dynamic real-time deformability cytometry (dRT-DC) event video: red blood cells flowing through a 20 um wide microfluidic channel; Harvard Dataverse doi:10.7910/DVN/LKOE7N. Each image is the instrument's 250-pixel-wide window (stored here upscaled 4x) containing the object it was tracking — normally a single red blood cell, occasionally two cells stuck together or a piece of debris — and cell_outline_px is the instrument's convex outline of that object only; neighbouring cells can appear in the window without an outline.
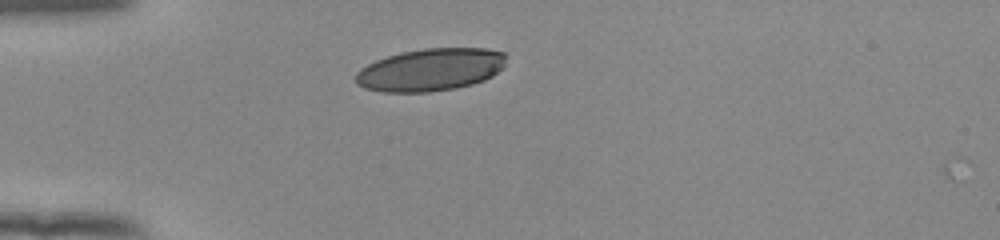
{"species": "human", "species_latin": "Homo sapiens", "temperature_condition": "room temperature", "stored_images_in_passage": 33, "camera_frame_rate_fps": 3000, "um_per_image_px": 0.085, "donor": {"sex": "female"}, "frame": {"image": 1, "passage_image": 1, "time_ms": 0.0, "image_size_px": [1000, 240], "cell_outline_px": [[508, 56], [504, 64], [492, 76], [484, 80], [472, 84], [456, 88], [428, 92], [380, 92], [364, 88], [356, 84], [356, 72], [360, 68], [376, 60], [400, 52], [424, 48], [484, 48], [504, 52]], "centroid_in_image_um": [36.58, 5.92], "position_along_channel_um": 48.4, "area_um2": 37.45}}
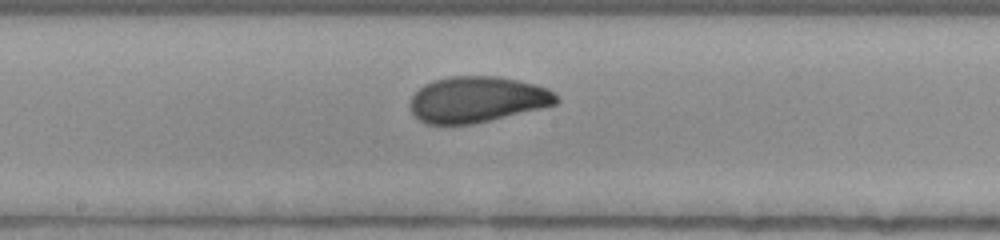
{"frame": {"image": 2, "passage_image": 15, "time_ms": 4.667, "image_size_px": [1000, 240], "cell_outline_px": [[560, 100], [556, 104], [540, 108], [472, 124], [424, 124], [412, 112], [408, 104], [412, 96], [424, 84], [432, 80], [448, 76], [496, 76], [536, 84], [548, 88]], "centroid_in_image_um": [40.52, 8.44], "position_along_channel_um": 207.7, "area_um2": 39.02}}
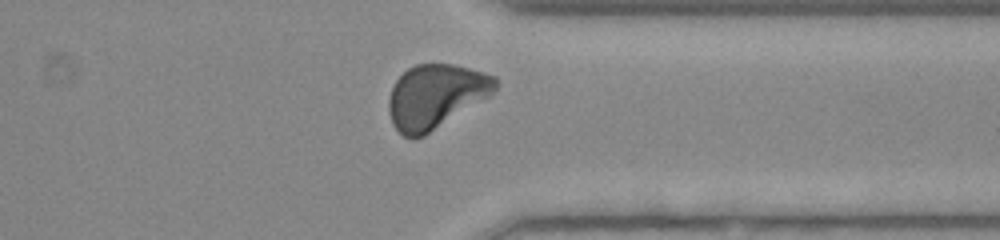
{"frame": {"image": 3, "passage_image": 28, "time_ms": 9.0, "image_size_px": [1000, 240], "cell_outline_px": [[496, 88], [492, 96], [424, 136], [412, 140], [404, 136], [392, 124], [388, 112], [388, 100], [392, 88], [396, 80], [408, 68], [416, 64], [452, 64], [468, 68], [496, 76]], "centroid_in_image_um": [37.03, 8.21], "position_along_channel_um": 374.4, "area_um2": 40.06}, "authors_computed_cell_mechanics": {"area_um2": 39.015, "velocity_mm_per_s": 3.8757, "shape_relaxation_time_tau1_ms": 4.0016, "shape_relaxation_time_tau2_ms": 0.977, "deformation_change_tau1": 0.1481, "deformation_change_tau2": 0.0555}}